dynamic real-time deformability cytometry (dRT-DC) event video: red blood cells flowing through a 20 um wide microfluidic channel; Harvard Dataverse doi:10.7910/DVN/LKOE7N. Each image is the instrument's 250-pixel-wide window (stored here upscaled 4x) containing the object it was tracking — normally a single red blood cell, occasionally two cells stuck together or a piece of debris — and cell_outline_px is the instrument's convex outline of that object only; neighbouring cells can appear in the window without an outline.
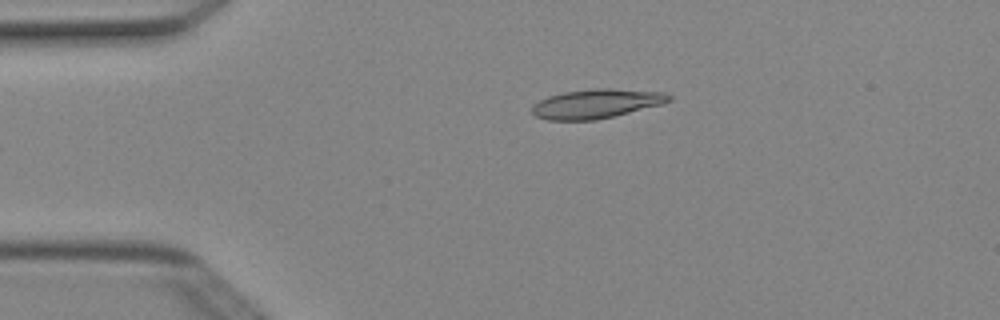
{"species": "Egyptian fruit bat (a non-hibernating species)", "species_latin": "Rousettus aegyptiacus", "temperature_condition": "cold", "stored_images_in_passage": 2, "camera_frame_rate_fps": 3000, "um_per_image_px": 0.085, "animal": {"sex": "female"}, "frame": {"image": 1, "passage_image": 1, "time_ms": 0.0, "image_size_px": [1000, 320], "cell_outline_px": [[672, 100], [660, 104], [596, 120], [548, 120], [536, 116], [532, 112], [532, 108], [540, 100], [548, 96], [564, 92], [592, 88], [608, 88], [664, 92], [672, 96]], "centroid_in_image_um": [50.68, 8.8], "position_along_channel_um": 34.3, "area_um2": 23.0}}